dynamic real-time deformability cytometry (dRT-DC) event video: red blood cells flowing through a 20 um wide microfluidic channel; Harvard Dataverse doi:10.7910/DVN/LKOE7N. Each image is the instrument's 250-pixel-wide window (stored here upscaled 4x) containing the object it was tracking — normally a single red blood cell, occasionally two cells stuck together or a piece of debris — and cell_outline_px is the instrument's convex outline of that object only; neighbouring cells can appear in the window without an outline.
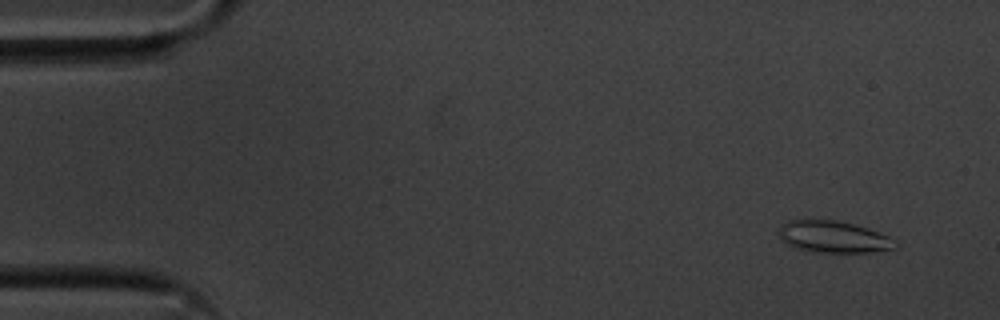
{"species": "common noctule bat (a hibernating species)", "species_latin": "Nyctalus noctula", "temperature_condition": "cold", "stored_images_in_passage": 52, "camera_frame_rate_fps": 3000, "um_per_image_px": 0.085, "animal": {"sex": "male", "body_mass_g": 20.1, "forearm_length_mm": 53.5}, "frame": {"image": 1, "passage_image": 1, "time_ms": 0.0, "image_size_px": [1000, 320], "cell_outline_px": [[900, 244], [896, 248], [876, 252], [820, 252], [796, 248], [780, 240], [776, 232], [788, 220], [836, 220], [868, 228], [888, 236], [896, 240]], "centroid_in_image_um": [70.87, 20.14], "position_along_channel_um": 14.1, "area_um2": 21.62}}
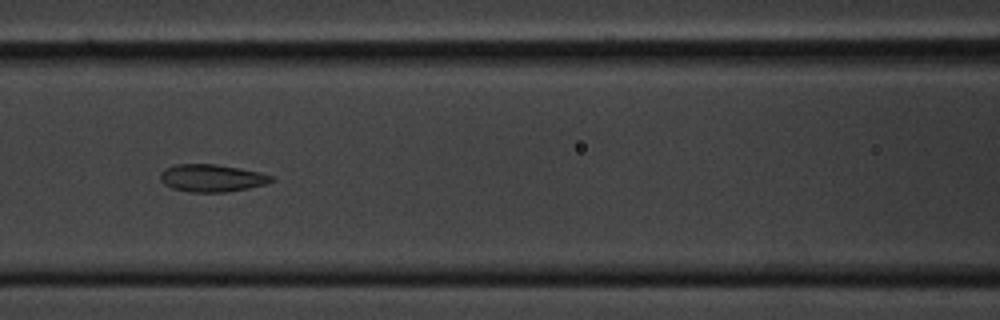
{"frame": {"image": 2, "passage_image": 21, "time_ms": 6.667, "image_size_px": [1000, 320], "cell_outline_px": [[276, 180], [264, 184], [248, 188], [228, 192], [192, 192], [172, 188], [164, 184], [160, 180], [160, 172], [176, 164], [216, 164], [240, 168], [260, 172], [272, 176]], "centroid_in_image_um": [18.01, 15.13], "position_along_channel_um": 148.6, "area_um2": 17.74}}
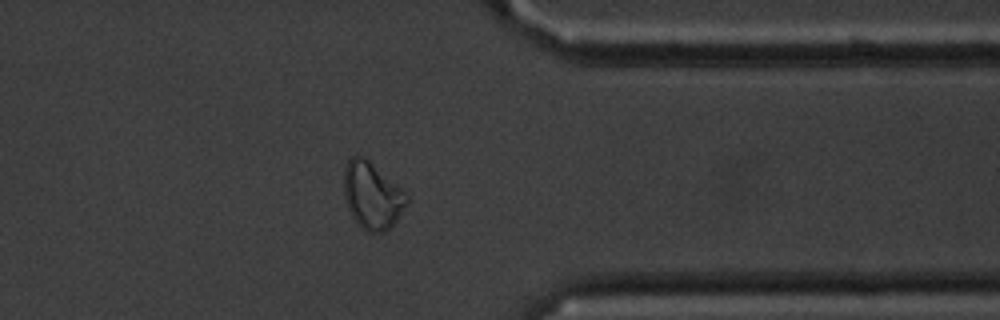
{"frame": {"image": 3, "passage_image": 41, "time_ms": 13.333, "image_size_px": [1000, 320], "cell_outline_px": [[408, 200], [396, 220], [388, 228], [380, 232], [368, 232], [356, 224], [348, 208], [344, 196], [344, 168], [348, 160], [352, 156], [364, 156], [400, 188], [408, 196]], "centroid_in_image_um": [31.59, 16.62], "position_along_channel_um": 379.8, "area_um2": 23.99}, "authors_computed_cell_mechanics": {"area_um2": 19.5653, "velocity_mm_per_s": 3.5956, "shape_relaxation_time_tau1_ms": 5.2792, "shape_relaxation_time_tau2_ms": 2.845, "deformation_change_tau1": 0.1468, "deformation_change_tau2": 0.0817}}